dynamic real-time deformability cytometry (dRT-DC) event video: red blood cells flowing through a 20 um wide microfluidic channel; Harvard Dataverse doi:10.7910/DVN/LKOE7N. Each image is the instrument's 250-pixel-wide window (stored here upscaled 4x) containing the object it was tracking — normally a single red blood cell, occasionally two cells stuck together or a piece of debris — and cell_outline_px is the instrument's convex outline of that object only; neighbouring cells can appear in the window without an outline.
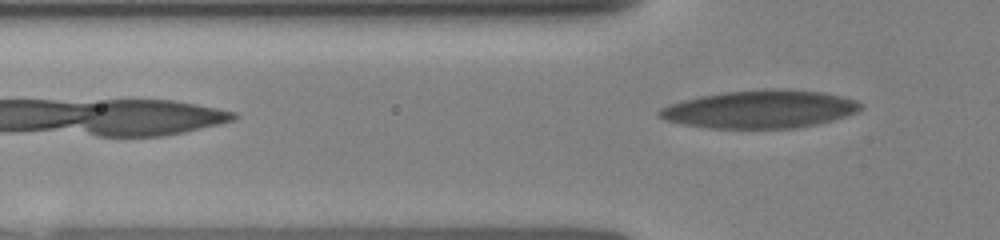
{"species": "human", "species_latin": "Homo sapiens", "temperature_condition": "room temperature", "stored_images_in_passage": 7, "camera_frame_rate_fps": 3000, "um_per_image_px": 0.085, "donor": {"sex": "female"}, "frame": {"image": 1, "passage_image": 7, "time_ms": 3.333, "image_size_px": [1000, 240], "cell_outline_px": [[864, 104], [856, 112], [832, 120], [816, 124], [792, 128], [708, 128], [684, 124], [664, 120], [656, 116], [656, 112], [660, 108], [668, 104], [700, 96], [724, 92], [764, 88], [776, 88], [824, 92], [856, 100]], "centroid_in_image_um": [64.56, 9.27], "position_along_channel_um": 61.2, "area_um2": 44.62}}